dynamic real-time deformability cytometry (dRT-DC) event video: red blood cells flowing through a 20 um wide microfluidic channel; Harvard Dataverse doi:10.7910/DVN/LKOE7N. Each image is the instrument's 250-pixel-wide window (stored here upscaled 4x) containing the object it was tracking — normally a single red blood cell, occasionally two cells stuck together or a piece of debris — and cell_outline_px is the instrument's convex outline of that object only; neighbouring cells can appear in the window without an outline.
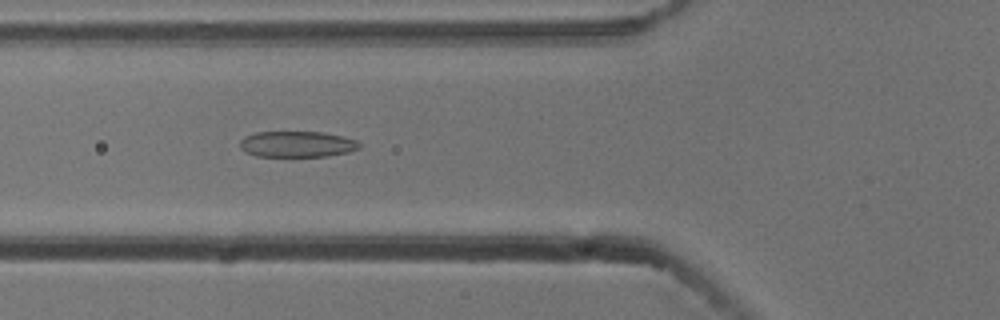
{"species": "common noctule bat (a hibernating species)", "species_latin": "Nyctalus noctula", "temperature_condition": "cold", "stored_images_in_passage": 44, "camera_frame_rate_fps": 3000, "um_per_image_px": 0.085, "animal": {"sex": "male", "body_mass_g": 13.3}, "frame": {"image": 1, "passage_image": 10, "time_ms": 3.0, "image_size_px": [1000, 320], "cell_outline_px": [[360, 148], [348, 152], [324, 156], [256, 156], [244, 152], [240, 148], [240, 140], [244, 136], [256, 132], [324, 132], [344, 136], [356, 140], [360, 144]], "centroid_in_image_um": [25.23, 12.25], "position_along_channel_um": 100.6, "area_um2": 18.15}}
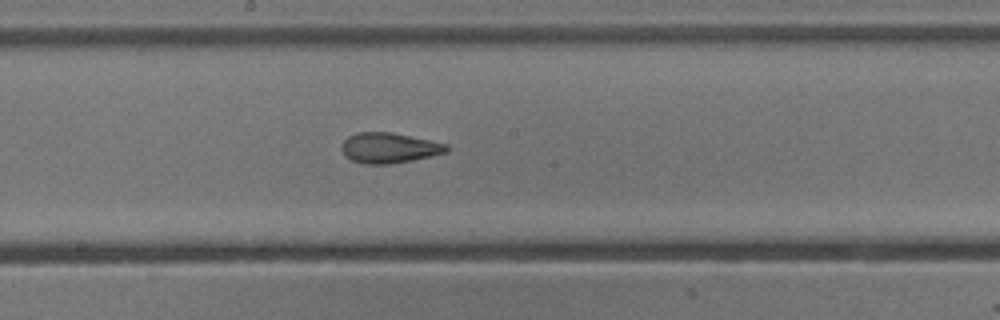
{"frame": {"image": 2, "passage_image": 19, "time_ms": 6.0, "image_size_px": [1000, 320], "cell_outline_px": [[448, 152], [432, 156], [412, 160], [388, 164], [364, 164], [352, 160], [344, 156], [340, 148], [344, 140], [348, 136], [356, 132], [392, 132], [448, 144]], "centroid_in_image_um": [33.05, 12.57], "position_along_channel_um": 215.1, "area_um2": 18.67}}
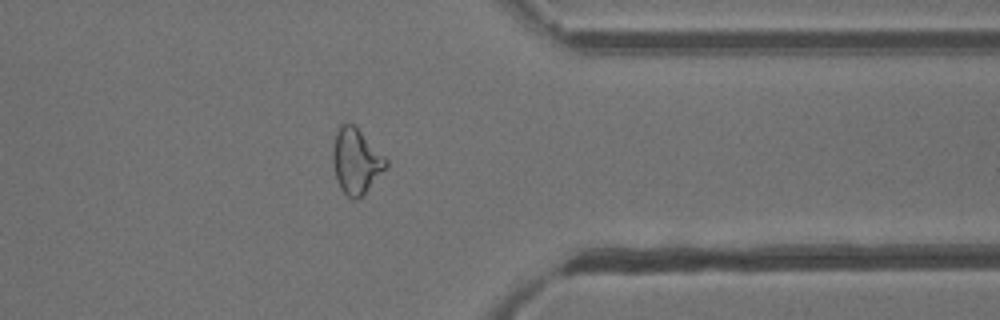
{"frame": {"image": 3, "passage_image": 33, "time_ms": 10.667, "image_size_px": [1000, 320], "cell_outline_px": [[388, 164], [364, 192], [356, 200], [352, 200], [340, 188], [336, 180], [332, 164], [332, 148], [336, 132], [340, 124], [352, 124], [388, 160]], "centroid_in_image_um": [30.2, 13.7], "position_along_channel_um": 381.2, "area_um2": 19.65}, "authors_computed_cell_mechanics": {"area_um2": 19.2474, "velocity_mm_per_s": 3.79, "shape_relaxation_time_tau1_ms": 8.6491, "shape_relaxation_time_tau2_ms": 1.6347, "deformation_change_tau1": 0.2244, "deformation_change_tau2": 0.0959}}